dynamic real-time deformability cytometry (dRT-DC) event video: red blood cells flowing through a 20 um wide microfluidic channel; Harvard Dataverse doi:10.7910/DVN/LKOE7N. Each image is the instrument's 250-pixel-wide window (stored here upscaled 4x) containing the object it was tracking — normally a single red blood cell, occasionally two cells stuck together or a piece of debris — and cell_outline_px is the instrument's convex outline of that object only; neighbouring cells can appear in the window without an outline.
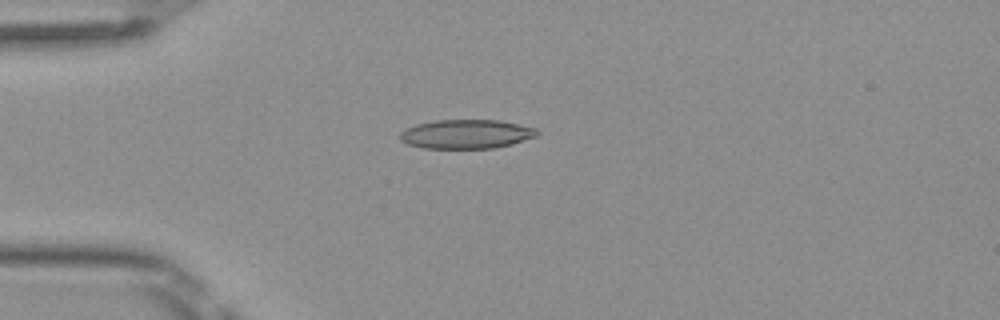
{"species": "Egyptian fruit bat (a non-hibernating species)", "species_latin": "Rousettus aegyptiacus", "temperature_condition": "room temperature", "stored_images_in_passage": 39, "camera_frame_rate_fps": 3000, "um_per_image_px": 0.085, "frame": {"image": 1, "passage_image": 2, "time_ms": 0.333, "image_size_px": [1000, 320], "cell_outline_px": [[540, 132], [536, 136], [512, 144], [496, 148], [424, 148], [408, 144], [400, 140], [400, 132], [416, 124], [436, 120], [500, 120], [536, 128]], "centroid_in_image_um": [39.65, 11.39], "position_along_channel_um": 45.3, "area_um2": 23.18}}
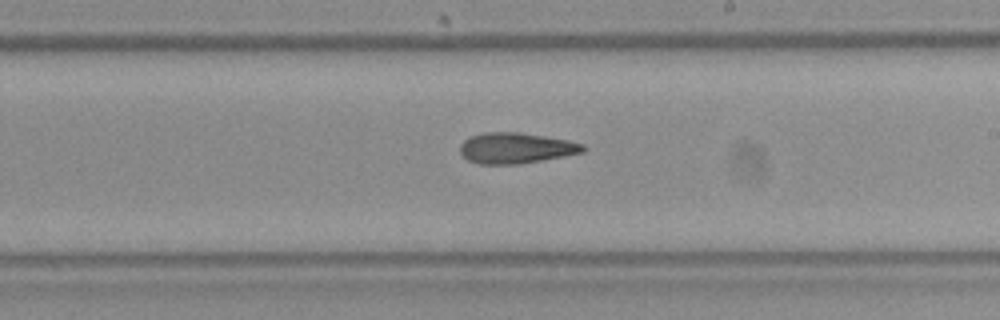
{"frame": {"image": 2, "passage_image": 18, "time_ms": 5.667, "image_size_px": [1000, 320], "cell_outline_px": [[588, 148], [584, 152], [564, 156], [520, 164], [476, 164], [468, 160], [460, 152], [460, 144], [468, 136], [484, 132], [520, 132], [568, 140], [584, 144]], "centroid_in_image_um": [43.85, 12.58], "position_along_channel_um": 245.2, "area_um2": 22.25}}
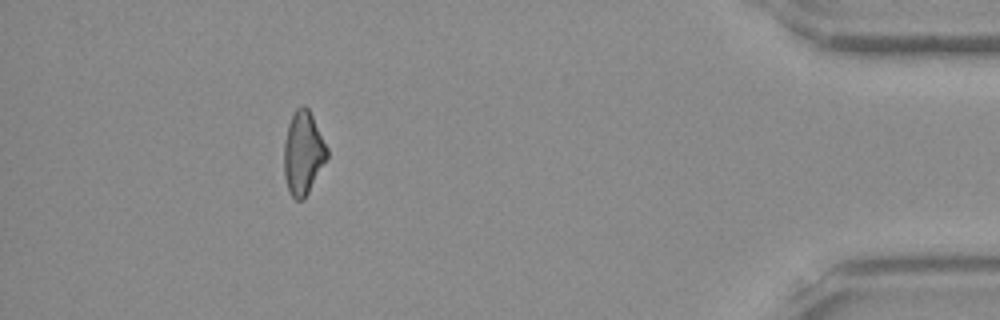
{"frame": {"image": 3, "passage_image": 34, "time_ms": 11.0, "image_size_px": [1000, 320], "cell_outline_px": [[328, 156], [304, 200], [296, 200], [288, 192], [284, 176], [284, 144], [288, 124], [296, 108], [304, 104], [308, 108], [328, 148]], "centroid_in_image_um": [25.75, 13.02], "position_along_channel_um": 409.4, "area_um2": 20.81}, "authors_computed_cell_mechanics": {"area_um2": 21.8484, "velocity_mm_per_s": 4.0996, "shape_relaxation_time_tau1_ms": null, "shape_relaxation_time_tau2_ms": 4.8327, "deformation_change_tau1": null, "deformation_change_tau2": 0.1544}}